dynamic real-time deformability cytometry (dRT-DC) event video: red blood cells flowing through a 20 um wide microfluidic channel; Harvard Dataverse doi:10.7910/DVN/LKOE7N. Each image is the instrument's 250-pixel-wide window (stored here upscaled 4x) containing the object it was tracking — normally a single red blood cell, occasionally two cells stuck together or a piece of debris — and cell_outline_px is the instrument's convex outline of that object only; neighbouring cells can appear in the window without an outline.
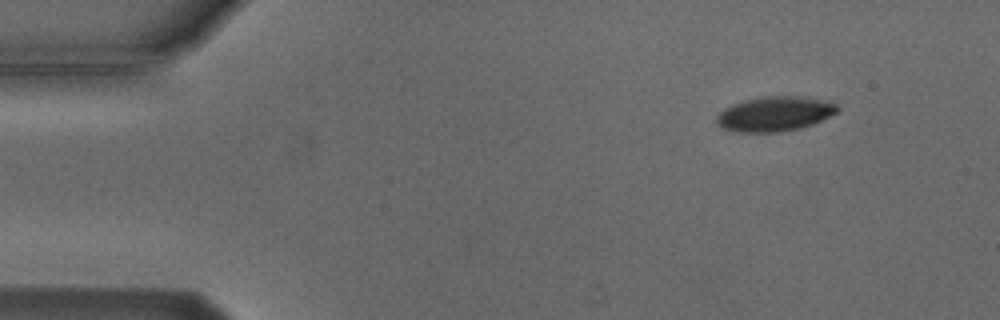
{"species": "Egyptian fruit bat (a non-hibernating species)", "species_latin": "Rousettus aegyptiacus", "temperature_condition": "cold", "stored_images_in_passage": 7, "camera_frame_rate_fps": 3000, "um_per_image_px": 0.085, "animal": {"sex": "male"}, "frame": {"image": 1, "passage_image": 1, "time_ms": 0.0, "image_size_px": [1000, 320], "cell_outline_px": [[840, 108], [836, 112], [812, 124], [800, 128], [780, 132], [736, 132], [720, 128], [716, 124], [716, 116], [724, 108], [732, 104], [744, 100], [760, 96], [800, 96], [820, 100], [836, 104]], "centroid_in_image_um": [65.77, 9.68], "position_along_channel_um": 19.2, "area_um2": 24.45}}
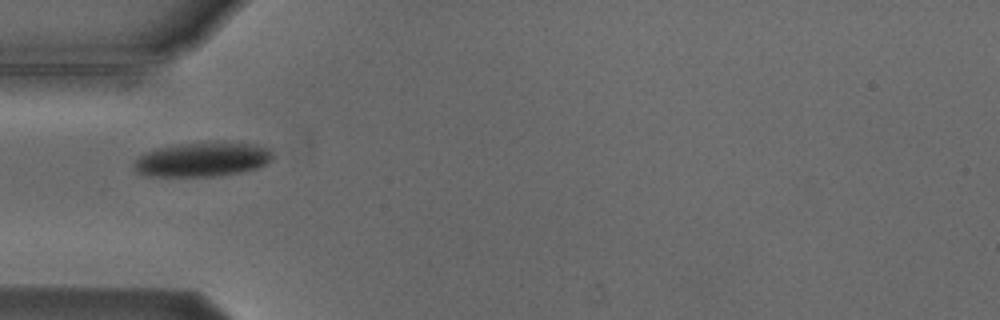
{"frame": {"image": 2, "passage_image": 4, "time_ms": 3.667, "image_size_px": [1000, 320], "cell_outline_px": [[272, 160], [256, 168], [240, 172], [220, 176], [140, 176], [132, 168], [132, 164], [144, 152], [156, 148], [172, 144], [208, 140], [216, 140], [252, 144], [272, 148]], "centroid_in_image_um": [17.16, 13.52], "position_along_channel_um": 67.8, "area_um2": 28.78}}
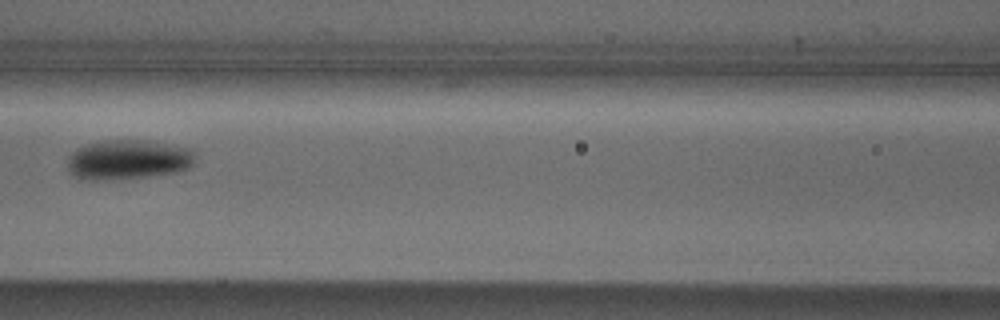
{"frame": {"image": 3, "passage_image": 6, "time_ms": 6.0, "image_size_px": [1000, 320], "cell_outline_px": [[196, 156], [192, 164], [188, 168], [172, 172], [144, 176], [108, 180], [88, 180], [72, 176], [68, 172], [68, 156], [76, 148], [84, 144], [104, 140], [148, 140], [192, 148], [196, 152]], "centroid_in_image_um": [10.85, 13.55], "position_along_channel_um": 155.7, "area_um2": 29.82}}